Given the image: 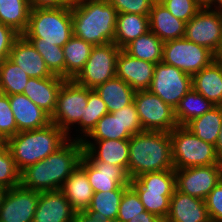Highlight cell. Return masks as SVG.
Instances as JSON below:
<instances>
[{
  "label": "cell",
  "mask_w": 222,
  "mask_h": 222,
  "mask_svg": "<svg viewBox=\"0 0 222 222\" xmlns=\"http://www.w3.org/2000/svg\"><path fill=\"white\" fill-rule=\"evenodd\" d=\"M133 102L143 131L171 132L178 126L175 109L149 90L135 91Z\"/></svg>",
  "instance_id": "7c38bea8"
},
{
  "label": "cell",
  "mask_w": 222,
  "mask_h": 222,
  "mask_svg": "<svg viewBox=\"0 0 222 222\" xmlns=\"http://www.w3.org/2000/svg\"><path fill=\"white\" fill-rule=\"evenodd\" d=\"M192 88L215 106H222V61L217 58L192 76Z\"/></svg>",
  "instance_id": "d4e9b609"
},
{
  "label": "cell",
  "mask_w": 222,
  "mask_h": 222,
  "mask_svg": "<svg viewBox=\"0 0 222 222\" xmlns=\"http://www.w3.org/2000/svg\"><path fill=\"white\" fill-rule=\"evenodd\" d=\"M30 77L9 57L0 63V87L5 95L23 93Z\"/></svg>",
  "instance_id": "8d00e7d4"
},
{
  "label": "cell",
  "mask_w": 222,
  "mask_h": 222,
  "mask_svg": "<svg viewBox=\"0 0 222 222\" xmlns=\"http://www.w3.org/2000/svg\"><path fill=\"white\" fill-rule=\"evenodd\" d=\"M84 152L93 160L122 167L128 174L129 139L82 140Z\"/></svg>",
  "instance_id": "ffe728a7"
},
{
  "label": "cell",
  "mask_w": 222,
  "mask_h": 222,
  "mask_svg": "<svg viewBox=\"0 0 222 222\" xmlns=\"http://www.w3.org/2000/svg\"><path fill=\"white\" fill-rule=\"evenodd\" d=\"M19 36L13 28L0 22V63L9 57L14 41Z\"/></svg>",
  "instance_id": "bcb514c9"
},
{
  "label": "cell",
  "mask_w": 222,
  "mask_h": 222,
  "mask_svg": "<svg viewBox=\"0 0 222 222\" xmlns=\"http://www.w3.org/2000/svg\"><path fill=\"white\" fill-rule=\"evenodd\" d=\"M174 170L170 132L142 131L129 139L128 177Z\"/></svg>",
  "instance_id": "3957f363"
},
{
  "label": "cell",
  "mask_w": 222,
  "mask_h": 222,
  "mask_svg": "<svg viewBox=\"0 0 222 222\" xmlns=\"http://www.w3.org/2000/svg\"><path fill=\"white\" fill-rule=\"evenodd\" d=\"M68 140L67 134L54 123L29 131L18 132L6 140L20 171L55 152Z\"/></svg>",
  "instance_id": "277c9868"
},
{
  "label": "cell",
  "mask_w": 222,
  "mask_h": 222,
  "mask_svg": "<svg viewBox=\"0 0 222 222\" xmlns=\"http://www.w3.org/2000/svg\"><path fill=\"white\" fill-rule=\"evenodd\" d=\"M163 44L164 42L149 30L126 45L123 50L135 58L157 64L162 61Z\"/></svg>",
  "instance_id": "1f68e13d"
},
{
  "label": "cell",
  "mask_w": 222,
  "mask_h": 222,
  "mask_svg": "<svg viewBox=\"0 0 222 222\" xmlns=\"http://www.w3.org/2000/svg\"><path fill=\"white\" fill-rule=\"evenodd\" d=\"M22 35L31 43L63 47L73 36L71 5L31 8L28 27Z\"/></svg>",
  "instance_id": "5b68a950"
},
{
  "label": "cell",
  "mask_w": 222,
  "mask_h": 222,
  "mask_svg": "<svg viewBox=\"0 0 222 222\" xmlns=\"http://www.w3.org/2000/svg\"><path fill=\"white\" fill-rule=\"evenodd\" d=\"M169 12L184 22H188L203 6L199 0H158Z\"/></svg>",
  "instance_id": "60d3db41"
},
{
  "label": "cell",
  "mask_w": 222,
  "mask_h": 222,
  "mask_svg": "<svg viewBox=\"0 0 222 222\" xmlns=\"http://www.w3.org/2000/svg\"><path fill=\"white\" fill-rule=\"evenodd\" d=\"M218 58L222 61V51H221V53L219 54Z\"/></svg>",
  "instance_id": "9f6ffc18"
},
{
  "label": "cell",
  "mask_w": 222,
  "mask_h": 222,
  "mask_svg": "<svg viewBox=\"0 0 222 222\" xmlns=\"http://www.w3.org/2000/svg\"><path fill=\"white\" fill-rule=\"evenodd\" d=\"M164 222H211L205 201L175 189Z\"/></svg>",
  "instance_id": "44dd1931"
},
{
  "label": "cell",
  "mask_w": 222,
  "mask_h": 222,
  "mask_svg": "<svg viewBox=\"0 0 222 222\" xmlns=\"http://www.w3.org/2000/svg\"><path fill=\"white\" fill-rule=\"evenodd\" d=\"M75 212L60 190L40 192L32 222H73Z\"/></svg>",
  "instance_id": "ac0fdd59"
},
{
  "label": "cell",
  "mask_w": 222,
  "mask_h": 222,
  "mask_svg": "<svg viewBox=\"0 0 222 222\" xmlns=\"http://www.w3.org/2000/svg\"><path fill=\"white\" fill-rule=\"evenodd\" d=\"M120 120L131 135L142 132L143 128L134 102L119 110Z\"/></svg>",
  "instance_id": "f6af8a7d"
},
{
  "label": "cell",
  "mask_w": 222,
  "mask_h": 222,
  "mask_svg": "<svg viewBox=\"0 0 222 222\" xmlns=\"http://www.w3.org/2000/svg\"><path fill=\"white\" fill-rule=\"evenodd\" d=\"M101 222H122V221L119 220L118 218H110L107 220H101Z\"/></svg>",
  "instance_id": "db71d44e"
},
{
  "label": "cell",
  "mask_w": 222,
  "mask_h": 222,
  "mask_svg": "<svg viewBox=\"0 0 222 222\" xmlns=\"http://www.w3.org/2000/svg\"><path fill=\"white\" fill-rule=\"evenodd\" d=\"M73 222H101V219L89 214L87 211H77Z\"/></svg>",
  "instance_id": "681fc988"
},
{
  "label": "cell",
  "mask_w": 222,
  "mask_h": 222,
  "mask_svg": "<svg viewBox=\"0 0 222 222\" xmlns=\"http://www.w3.org/2000/svg\"><path fill=\"white\" fill-rule=\"evenodd\" d=\"M39 193L21 185L6 190L0 207V222H32Z\"/></svg>",
  "instance_id": "9a60e30c"
},
{
  "label": "cell",
  "mask_w": 222,
  "mask_h": 222,
  "mask_svg": "<svg viewBox=\"0 0 222 222\" xmlns=\"http://www.w3.org/2000/svg\"><path fill=\"white\" fill-rule=\"evenodd\" d=\"M184 37L218 57L222 51V10L203 6L186 23Z\"/></svg>",
  "instance_id": "8fae6325"
},
{
  "label": "cell",
  "mask_w": 222,
  "mask_h": 222,
  "mask_svg": "<svg viewBox=\"0 0 222 222\" xmlns=\"http://www.w3.org/2000/svg\"><path fill=\"white\" fill-rule=\"evenodd\" d=\"M214 106L202 94H199L192 88L180 100L175 109V118L178 126H185L192 119L202 116Z\"/></svg>",
  "instance_id": "836d02e7"
},
{
  "label": "cell",
  "mask_w": 222,
  "mask_h": 222,
  "mask_svg": "<svg viewBox=\"0 0 222 222\" xmlns=\"http://www.w3.org/2000/svg\"><path fill=\"white\" fill-rule=\"evenodd\" d=\"M127 128H124L120 120L119 110L112 113L108 112L98 122L96 127L91 131L84 140H126L131 138Z\"/></svg>",
  "instance_id": "e575fe53"
},
{
  "label": "cell",
  "mask_w": 222,
  "mask_h": 222,
  "mask_svg": "<svg viewBox=\"0 0 222 222\" xmlns=\"http://www.w3.org/2000/svg\"><path fill=\"white\" fill-rule=\"evenodd\" d=\"M73 36L93 46L114 43L116 9L108 0H81L71 4Z\"/></svg>",
  "instance_id": "7a4b0ae2"
},
{
  "label": "cell",
  "mask_w": 222,
  "mask_h": 222,
  "mask_svg": "<svg viewBox=\"0 0 222 222\" xmlns=\"http://www.w3.org/2000/svg\"><path fill=\"white\" fill-rule=\"evenodd\" d=\"M9 58L30 78H46L53 75L47 68L43 57L23 35L14 41Z\"/></svg>",
  "instance_id": "7402d4cb"
},
{
  "label": "cell",
  "mask_w": 222,
  "mask_h": 222,
  "mask_svg": "<svg viewBox=\"0 0 222 222\" xmlns=\"http://www.w3.org/2000/svg\"><path fill=\"white\" fill-rule=\"evenodd\" d=\"M176 190L205 200L222 179V164L174 169Z\"/></svg>",
  "instance_id": "5bb4252c"
},
{
  "label": "cell",
  "mask_w": 222,
  "mask_h": 222,
  "mask_svg": "<svg viewBox=\"0 0 222 222\" xmlns=\"http://www.w3.org/2000/svg\"><path fill=\"white\" fill-rule=\"evenodd\" d=\"M204 201L211 222H222V179Z\"/></svg>",
  "instance_id": "ee69618b"
},
{
  "label": "cell",
  "mask_w": 222,
  "mask_h": 222,
  "mask_svg": "<svg viewBox=\"0 0 222 222\" xmlns=\"http://www.w3.org/2000/svg\"><path fill=\"white\" fill-rule=\"evenodd\" d=\"M79 165L85 170L94 192H107L116 190L119 186H130V178L122 167L93 161L84 151Z\"/></svg>",
  "instance_id": "2e32d148"
},
{
  "label": "cell",
  "mask_w": 222,
  "mask_h": 222,
  "mask_svg": "<svg viewBox=\"0 0 222 222\" xmlns=\"http://www.w3.org/2000/svg\"><path fill=\"white\" fill-rule=\"evenodd\" d=\"M218 57L204 46L188 41L185 37L165 41L162 62L193 76Z\"/></svg>",
  "instance_id": "ba28073f"
},
{
  "label": "cell",
  "mask_w": 222,
  "mask_h": 222,
  "mask_svg": "<svg viewBox=\"0 0 222 222\" xmlns=\"http://www.w3.org/2000/svg\"><path fill=\"white\" fill-rule=\"evenodd\" d=\"M139 195L145 210L163 222L169 213L170 198L176 189L175 171L143 173L129 184Z\"/></svg>",
  "instance_id": "8992f818"
},
{
  "label": "cell",
  "mask_w": 222,
  "mask_h": 222,
  "mask_svg": "<svg viewBox=\"0 0 222 222\" xmlns=\"http://www.w3.org/2000/svg\"><path fill=\"white\" fill-rule=\"evenodd\" d=\"M94 90L106 104L110 113L131 104L135 94L132 87L118 77L107 80Z\"/></svg>",
  "instance_id": "4316f807"
},
{
  "label": "cell",
  "mask_w": 222,
  "mask_h": 222,
  "mask_svg": "<svg viewBox=\"0 0 222 222\" xmlns=\"http://www.w3.org/2000/svg\"><path fill=\"white\" fill-rule=\"evenodd\" d=\"M201 3L205 4L208 0H199Z\"/></svg>",
  "instance_id": "6f0895ef"
},
{
  "label": "cell",
  "mask_w": 222,
  "mask_h": 222,
  "mask_svg": "<svg viewBox=\"0 0 222 222\" xmlns=\"http://www.w3.org/2000/svg\"><path fill=\"white\" fill-rule=\"evenodd\" d=\"M174 169L222 164L214 145L199 139L185 126L170 132Z\"/></svg>",
  "instance_id": "52a82bcc"
},
{
  "label": "cell",
  "mask_w": 222,
  "mask_h": 222,
  "mask_svg": "<svg viewBox=\"0 0 222 222\" xmlns=\"http://www.w3.org/2000/svg\"><path fill=\"white\" fill-rule=\"evenodd\" d=\"M214 5V6H213ZM204 6L208 8L221 9L222 10V0H208Z\"/></svg>",
  "instance_id": "816d5d0a"
},
{
  "label": "cell",
  "mask_w": 222,
  "mask_h": 222,
  "mask_svg": "<svg viewBox=\"0 0 222 222\" xmlns=\"http://www.w3.org/2000/svg\"><path fill=\"white\" fill-rule=\"evenodd\" d=\"M94 46L72 36L62 47L65 56V79L73 80L83 69Z\"/></svg>",
  "instance_id": "f1b7e54d"
},
{
  "label": "cell",
  "mask_w": 222,
  "mask_h": 222,
  "mask_svg": "<svg viewBox=\"0 0 222 222\" xmlns=\"http://www.w3.org/2000/svg\"><path fill=\"white\" fill-rule=\"evenodd\" d=\"M128 222H163L156 215L144 211L142 213L137 214V216L130 219Z\"/></svg>",
  "instance_id": "c3c4849f"
},
{
  "label": "cell",
  "mask_w": 222,
  "mask_h": 222,
  "mask_svg": "<svg viewBox=\"0 0 222 222\" xmlns=\"http://www.w3.org/2000/svg\"><path fill=\"white\" fill-rule=\"evenodd\" d=\"M3 95L2 88L0 87V97Z\"/></svg>",
  "instance_id": "680465c9"
},
{
  "label": "cell",
  "mask_w": 222,
  "mask_h": 222,
  "mask_svg": "<svg viewBox=\"0 0 222 222\" xmlns=\"http://www.w3.org/2000/svg\"><path fill=\"white\" fill-rule=\"evenodd\" d=\"M88 88L76 84L73 80H66L58 93L57 104L51 116V123L57 125L66 134L68 139L72 130L84 116L87 106Z\"/></svg>",
  "instance_id": "30bf717a"
},
{
  "label": "cell",
  "mask_w": 222,
  "mask_h": 222,
  "mask_svg": "<svg viewBox=\"0 0 222 222\" xmlns=\"http://www.w3.org/2000/svg\"><path fill=\"white\" fill-rule=\"evenodd\" d=\"M120 51L121 48L115 43L94 46L83 69L73 81L80 86L95 89L116 77L117 58Z\"/></svg>",
  "instance_id": "9c48e42d"
},
{
  "label": "cell",
  "mask_w": 222,
  "mask_h": 222,
  "mask_svg": "<svg viewBox=\"0 0 222 222\" xmlns=\"http://www.w3.org/2000/svg\"><path fill=\"white\" fill-rule=\"evenodd\" d=\"M154 67V63L135 58L121 49L117 58L116 77L129 84L134 91L148 90Z\"/></svg>",
  "instance_id": "e0dca14e"
},
{
  "label": "cell",
  "mask_w": 222,
  "mask_h": 222,
  "mask_svg": "<svg viewBox=\"0 0 222 222\" xmlns=\"http://www.w3.org/2000/svg\"><path fill=\"white\" fill-rule=\"evenodd\" d=\"M222 123V106H214L208 112L185 125L199 139L215 146Z\"/></svg>",
  "instance_id": "f546056e"
},
{
  "label": "cell",
  "mask_w": 222,
  "mask_h": 222,
  "mask_svg": "<svg viewBox=\"0 0 222 222\" xmlns=\"http://www.w3.org/2000/svg\"><path fill=\"white\" fill-rule=\"evenodd\" d=\"M65 81L66 79L63 77L54 74L46 78H30L23 94L52 116L56 108L59 90Z\"/></svg>",
  "instance_id": "603a6c76"
},
{
  "label": "cell",
  "mask_w": 222,
  "mask_h": 222,
  "mask_svg": "<svg viewBox=\"0 0 222 222\" xmlns=\"http://www.w3.org/2000/svg\"><path fill=\"white\" fill-rule=\"evenodd\" d=\"M8 99L17 125V133L41 129L51 123V116L23 93L8 95Z\"/></svg>",
  "instance_id": "d6986e66"
},
{
  "label": "cell",
  "mask_w": 222,
  "mask_h": 222,
  "mask_svg": "<svg viewBox=\"0 0 222 222\" xmlns=\"http://www.w3.org/2000/svg\"><path fill=\"white\" fill-rule=\"evenodd\" d=\"M146 211L142 202L140 201L137 192L129 186L123 193L118 209L117 218L122 222H128L137 214Z\"/></svg>",
  "instance_id": "ab89813d"
},
{
  "label": "cell",
  "mask_w": 222,
  "mask_h": 222,
  "mask_svg": "<svg viewBox=\"0 0 222 222\" xmlns=\"http://www.w3.org/2000/svg\"><path fill=\"white\" fill-rule=\"evenodd\" d=\"M17 134V125L10 107L8 95L0 97V138L6 141Z\"/></svg>",
  "instance_id": "b9f144b4"
},
{
  "label": "cell",
  "mask_w": 222,
  "mask_h": 222,
  "mask_svg": "<svg viewBox=\"0 0 222 222\" xmlns=\"http://www.w3.org/2000/svg\"><path fill=\"white\" fill-rule=\"evenodd\" d=\"M31 8H57L71 5L69 0H28Z\"/></svg>",
  "instance_id": "7dc6e473"
},
{
  "label": "cell",
  "mask_w": 222,
  "mask_h": 222,
  "mask_svg": "<svg viewBox=\"0 0 222 222\" xmlns=\"http://www.w3.org/2000/svg\"><path fill=\"white\" fill-rule=\"evenodd\" d=\"M30 11L28 0H0V22L20 35L28 27Z\"/></svg>",
  "instance_id": "4dcf8cb0"
},
{
  "label": "cell",
  "mask_w": 222,
  "mask_h": 222,
  "mask_svg": "<svg viewBox=\"0 0 222 222\" xmlns=\"http://www.w3.org/2000/svg\"><path fill=\"white\" fill-rule=\"evenodd\" d=\"M107 113L106 104L102 101L100 96L94 89L88 88L87 106L84 111V116L81 117V120L77 124L79 130L76 129L81 135H78L79 137L77 136L75 139L82 141L87 138L96 127L97 122Z\"/></svg>",
  "instance_id": "d590c367"
},
{
  "label": "cell",
  "mask_w": 222,
  "mask_h": 222,
  "mask_svg": "<svg viewBox=\"0 0 222 222\" xmlns=\"http://www.w3.org/2000/svg\"><path fill=\"white\" fill-rule=\"evenodd\" d=\"M156 0H108L119 13H131L138 15L150 14L153 3Z\"/></svg>",
  "instance_id": "7bdbcfd3"
},
{
  "label": "cell",
  "mask_w": 222,
  "mask_h": 222,
  "mask_svg": "<svg viewBox=\"0 0 222 222\" xmlns=\"http://www.w3.org/2000/svg\"><path fill=\"white\" fill-rule=\"evenodd\" d=\"M192 89V76L162 61L155 64L149 91L176 109L180 100Z\"/></svg>",
  "instance_id": "4fadbf2b"
},
{
  "label": "cell",
  "mask_w": 222,
  "mask_h": 222,
  "mask_svg": "<svg viewBox=\"0 0 222 222\" xmlns=\"http://www.w3.org/2000/svg\"><path fill=\"white\" fill-rule=\"evenodd\" d=\"M5 192H6V189L0 186V207H1V203H2Z\"/></svg>",
  "instance_id": "f5cc1de1"
},
{
  "label": "cell",
  "mask_w": 222,
  "mask_h": 222,
  "mask_svg": "<svg viewBox=\"0 0 222 222\" xmlns=\"http://www.w3.org/2000/svg\"><path fill=\"white\" fill-rule=\"evenodd\" d=\"M60 191L68 199L73 209L86 211L92 201L94 191L85 170L79 165L66 179Z\"/></svg>",
  "instance_id": "484cf974"
},
{
  "label": "cell",
  "mask_w": 222,
  "mask_h": 222,
  "mask_svg": "<svg viewBox=\"0 0 222 222\" xmlns=\"http://www.w3.org/2000/svg\"><path fill=\"white\" fill-rule=\"evenodd\" d=\"M43 57L49 71L65 79V56L63 48L49 43H32Z\"/></svg>",
  "instance_id": "f35d334b"
},
{
  "label": "cell",
  "mask_w": 222,
  "mask_h": 222,
  "mask_svg": "<svg viewBox=\"0 0 222 222\" xmlns=\"http://www.w3.org/2000/svg\"><path fill=\"white\" fill-rule=\"evenodd\" d=\"M72 4L75 3V2H79L81 0H69Z\"/></svg>",
  "instance_id": "11a10c76"
},
{
  "label": "cell",
  "mask_w": 222,
  "mask_h": 222,
  "mask_svg": "<svg viewBox=\"0 0 222 222\" xmlns=\"http://www.w3.org/2000/svg\"><path fill=\"white\" fill-rule=\"evenodd\" d=\"M72 138L45 159L22 170L20 185L37 192L60 190L83 156L82 141Z\"/></svg>",
  "instance_id": "6da1fadb"
},
{
  "label": "cell",
  "mask_w": 222,
  "mask_h": 222,
  "mask_svg": "<svg viewBox=\"0 0 222 222\" xmlns=\"http://www.w3.org/2000/svg\"><path fill=\"white\" fill-rule=\"evenodd\" d=\"M215 148H216L217 156L222 162V123H221L220 131H219V136L215 144Z\"/></svg>",
  "instance_id": "f907efd6"
},
{
  "label": "cell",
  "mask_w": 222,
  "mask_h": 222,
  "mask_svg": "<svg viewBox=\"0 0 222 222\" xmlns=\"http://www.w3.org/2000/svg\"><path fill=\"white\" fill-rule=\"evenodd\" d=\"M149 31V16L131 13L117 14L114 43L123 49Z\"/></svg>",
  "instance_id": "83f0119b"
},
{
  "label": "cell",
  "mask_w": 222,
  "mask_h": 222,
  "mask_svg": "<svg viewBox=\"0 0 222 222\" xmlns=\"http://www.w3.org/2000/svg\"><path fill=\"white\" fill-rule=\"evenodd\" d=\"M129 186H119L116 190L94 192L91 204L86 210L101 220L117 218L120 201Z\"/></svg>",
  "instance_id": "d6a6232c"
},
{
  "label": "cell",
  "mask_w": 222,
  "mask_h": 222,
  "mask_svg": "<svg viewBox=\"0 0 222 222\" xmlns=\"http://www.w3.org/2000/svg\"><path fill=\"white\" fill-rule=\"evenodd\" d=\"M21 182L18 169L6 141L0 143V186L6 190L17 187Z\"/></svg>",
  "instance_id": "74e56055"
},
{
  "label": "cell",
  "mask_w": 222,
  "mask_h": 222,
  "mask_svg": "<svg viewBox=\"0 0 222 222\" xmlns=\"http://www.w3.org/2000/svg\"><path fill=\"white\" fill-rule=\"evenodd\" d=\"M186 22L177 19L158 0H156L149 14V30L161 41H169L185 36Z\"/></svg>",
  "instance_id": "cb8c5ba5"
}]
</instances>
